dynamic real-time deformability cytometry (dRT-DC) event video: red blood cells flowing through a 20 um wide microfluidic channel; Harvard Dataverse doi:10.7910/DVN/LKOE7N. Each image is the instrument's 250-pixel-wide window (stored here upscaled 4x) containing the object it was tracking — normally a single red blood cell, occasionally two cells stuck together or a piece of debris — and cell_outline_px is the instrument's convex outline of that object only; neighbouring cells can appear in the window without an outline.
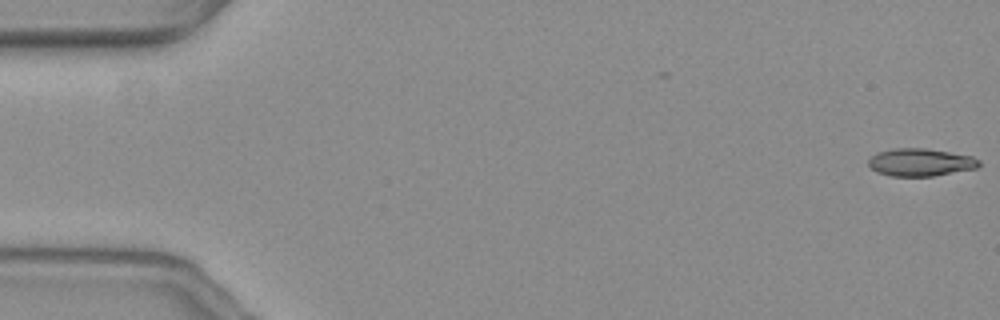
{"species": "common noctule bat (a hibernating species)", "species_latin": "Nyctalus noctula", "temperature_condition": "warm", "stored_images_in_passage": 57, "camera_frame_rate_fps": 3000, "um_per_image_px": 0.085, "animal": {"sex": "female", "body_mass_g": 19.3, "forearm_length_mm": 54.1}, "frame": {"image": 1, "passage_image": 1, "time_ms": 0.0, "image_size_px": [1000, 320], "cell_outline_px": [[980, 164], [976, 168], [932, 176], [892, 176], [876, 172], [868, 164], [868, 160], [876, 152], [896, 148], [924, 148], [972, 156], [980, 160]], "centroid_in_image_um": [78.22, 13.79], "position_along_channel_um": 6.8, "area_um2": 17.69}}
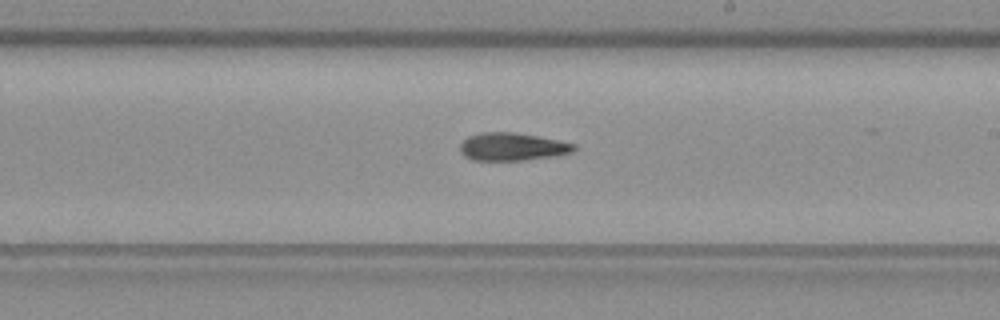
{"frame": {"image": 2, "passage_image": 33, "time_ms": 10.667, "image_size_px": [1000, 320], "cell_outline_px": [[576, 148], [572, 152], [556, 156], [524, 160], [472, 160], [464, 156], [460, 152], [460, 144], [468, 136], [480, 132], [516, 132], [576, 144]], "centroid_in_image_um": [43.52, 12.47], "position_along_channel_um": 245.5, "area_um2": 18.5}}
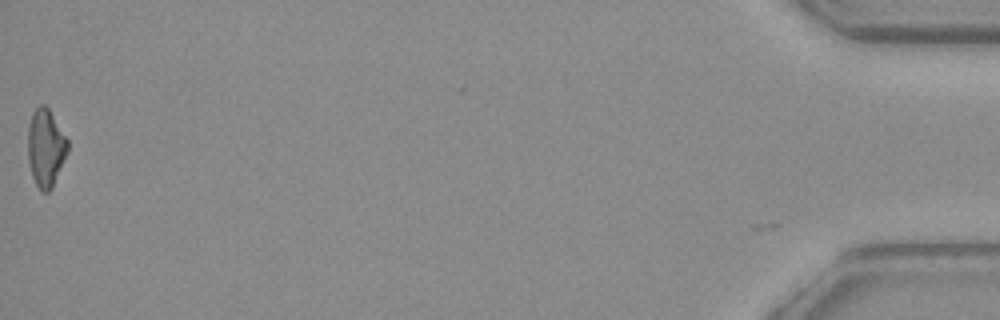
{"frame": {"image": 3, "passage_image": 57, "time_ms": 18.667, "image_size_px": [1000, 320], "cell_outline_px": [[68, 152], [52, 188], [48, 192], [40, 192], [32, 176], [28, 160], [28, 128], [32, 112], [40, 104], [44, 104], [48, 108], [68, 140]], "centroid_in_image_um": [3.88, 12.58], "position_along_channel_um": 431.3, "area_um2": 18.03}, "authors_computed_cell_mechanics": {"area_um2": 18.3804, "velocity_mm_per_s": 3.6474, "shape_relaxation_time_tau1_ms": 7.5959, "shape_relaxation_time_tau2_ms": 8.0591, "deformation_change_tau1": 0.2177, "deformation_change_tau2": 0.1806}}